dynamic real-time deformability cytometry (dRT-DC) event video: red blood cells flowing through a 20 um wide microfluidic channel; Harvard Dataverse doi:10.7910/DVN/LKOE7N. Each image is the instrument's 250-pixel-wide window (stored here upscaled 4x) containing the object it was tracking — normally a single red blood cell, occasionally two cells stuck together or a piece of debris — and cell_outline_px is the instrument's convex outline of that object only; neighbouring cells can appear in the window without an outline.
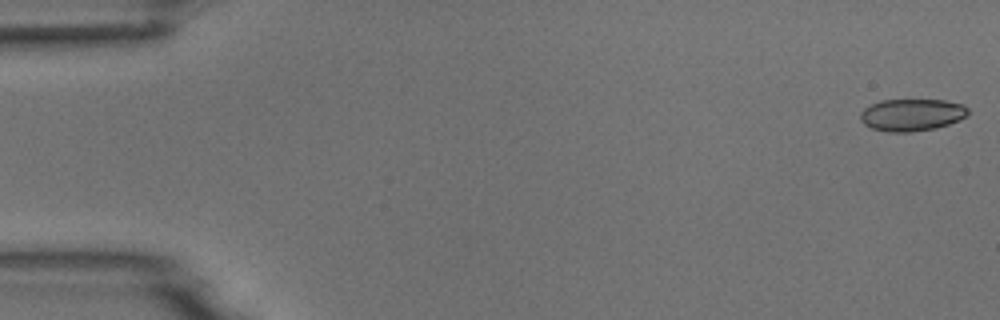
{"species": "common noctule bat (a hibernating species)", "species_latin": "Nyctalus noctula", "temperature_condition": "room temperature", "stored_images_in_passage": 6, "camera_frame_rate_fps": 3000, "um_per_image_px": 0.085, "animal": {"sex": "male", "body_mass_g": 18.8}, "frame": {"image": 1, "passage_image": 1, "time_ms": 0.0, "image_size_px": [1000, 320], "cell_outline_px": [[968, 112], [960, 120], [936, 128], [912, 132], [888, 132], [872, 128], [864, 124], [860, 120], [860, 112], [864, 108], [880, 100], [944, 100], [964, 104], [968, 108]], "centroid_in_image_um": [77.49, 9.76], "position_along_channel_um": 7.5, "area_um2": 20.23}}